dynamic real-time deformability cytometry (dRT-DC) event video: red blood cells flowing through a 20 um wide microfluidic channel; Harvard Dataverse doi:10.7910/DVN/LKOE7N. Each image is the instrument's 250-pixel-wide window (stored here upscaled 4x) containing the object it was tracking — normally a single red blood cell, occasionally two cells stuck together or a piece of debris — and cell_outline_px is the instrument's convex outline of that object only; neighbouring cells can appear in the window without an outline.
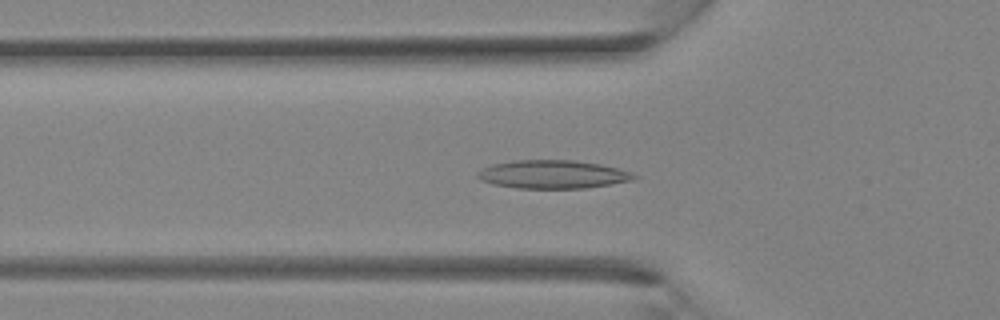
{"species": "Egyptian fruit bat (a non-hibernating species)", "species_latin": "Rousettus aegyptiacus", "temperature_condition": "room temperature", "stored_images_in_passage": 30, "camera_frame_rate_fps": 3000, "um_per_image_px": 0.085, "animal": {"sex": "female"}, "frame": {"image": 1, "passage_image": 11, "time_ms": 3.333, "image_size_px": [1000, 320], "cell_outline_px": [[640, 176], [632, 180], [612, 184], [584, 188], [516, 188], [492, 184], [480, 180], [476, 176], [476, 172], [492, 164], [512, 160], [572, 160], [600, 164], [620, 168], [632, 172]], "centroid_in_image_um": [46.99, 14.82], "position_along_channel_um": 78.8, "area_um2": 26.01}}
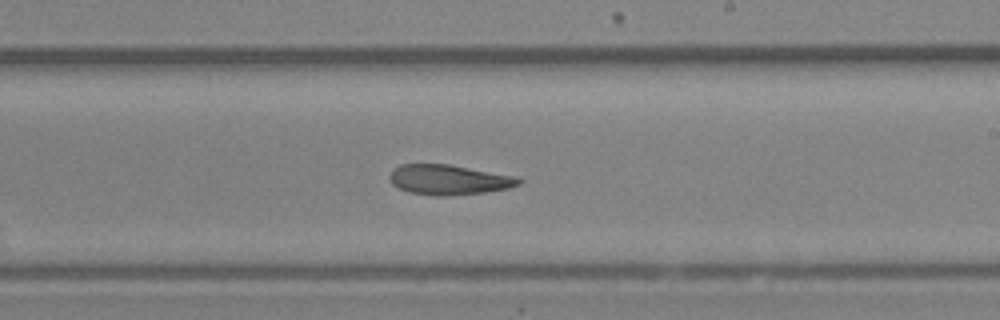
{"frame": {"image": 2, "passage_image": 20, "time_ms": 6.333, "image_size_px": [1000, 320], "cell_outline_px": [[524, 180], [520, 184], [508, 188], [484, 192], [444, 196], [436, 196], [408, 192], [396, 188], [392, 184], [388, 176], [392, 168], [400, 164], [448, 164], [520, 176]], "centroid_in_image_um": [38.15, 15.27], "position_along_channel_um": 250.9, "area_um2": 23.0}}
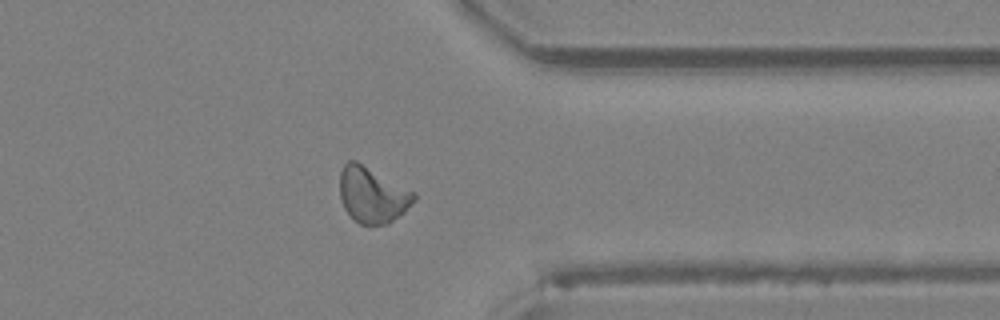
{"frame": {"image": 3, "passage_image": 27, "time_ms": 8.667, "image_size_px": [1000, 320], "cell_outline_px": [[416, 200], [404, 212], [388, 224], [360, 224], [344, 208], [340, 200], [340, 172], [344, 164], [348, 160], [356, 160], [416, 192]], "centroid_in_image_um": [31.66, 16.55], "position_along_channel_um": 379.7, "area_um2": 24.16}}